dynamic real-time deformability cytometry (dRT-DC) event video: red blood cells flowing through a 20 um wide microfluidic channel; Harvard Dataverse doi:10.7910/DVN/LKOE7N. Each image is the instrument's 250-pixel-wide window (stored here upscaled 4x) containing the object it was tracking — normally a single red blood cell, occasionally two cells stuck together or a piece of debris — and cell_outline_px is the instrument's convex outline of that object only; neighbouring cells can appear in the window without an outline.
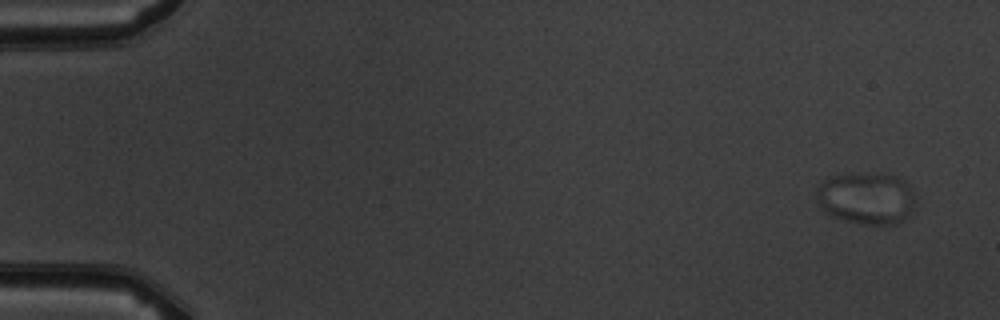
{"species": "common noctule bat (a hibernating species)", "species_latin": "Nyctalus noctula", "temperature_condition": "warm", "stored_images_in_passage": 6, "camera_frame_rate_fps": 3000, "um_per_image_px": 0.085, "animal": {"sex": "male", "body_mass_g": 19.5, "forearm_length_mm": 54.6}, "frame": {"image": 1, "passage_image": 1, "time_ms": 0.0, "image_size_px": [1000, 320], "cell_outline_px": [[916, 200], [908, 216], [896, 224], [868, 224], [848, 220], [836, 216], [828, 212], [820, 204], [816, 196], [816, 192], [820, 180], [832, 176], [852, 172], [888, 172], [900, 176], [912, 188]], "centroid_in_image_um": [73.69, 16.76], "position_along_channel_um": 11.3, "area_um2": 30.4}}
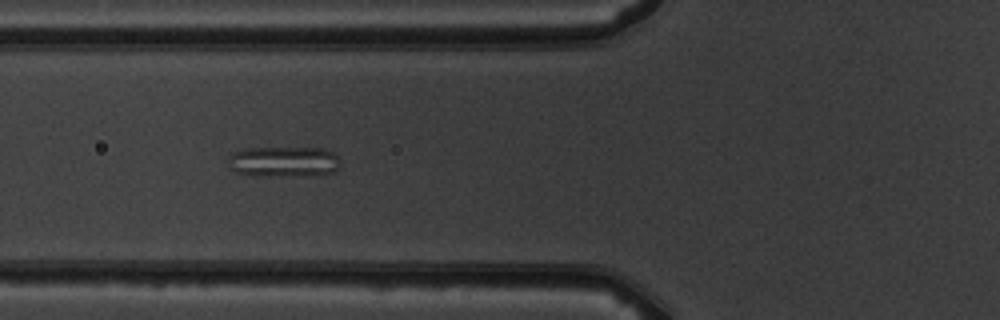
{"frame": {"image": 2, "passage_image": 5, "time_ms": 6.0, "image_size_px": [1000, 320], "cell_outline_px": [[340, 164], [336, 172], [316, 176], [252, 176], [236, 172], [228, 164], [228, 156], [232, 152], [244, 148], [324, 148], [332, 152], [340, 160]], "centroid_in_image_um": [24.13, 13.76], "position_along_channel_um": 101.7, "area_um2": 20.52}}
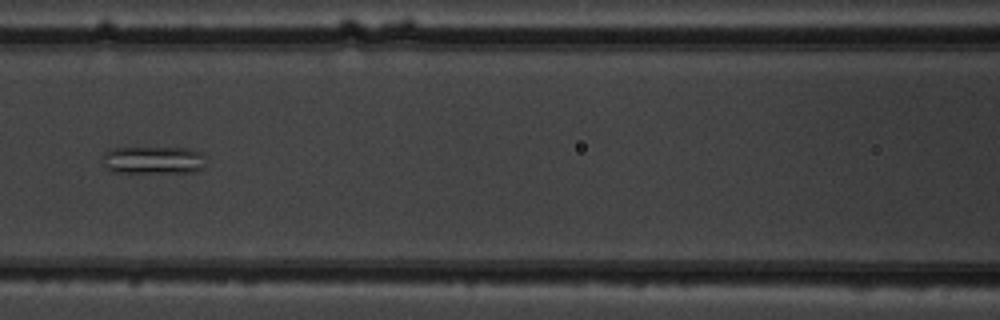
{"frame": {"image": 3, "passage_image": 6, "time_ms": 7.333, "image_size_px": [1000, 320], "cell_outline_px": [[204, 168], [196, 172], [112, 172], [104, 164], [104, 152], [112, 148], [188, 148], [200, 152]], "centroid_in_image_um": [13.02, 13.61], "position_along_channel_um": 153.6, "area_um2": 16.36}}